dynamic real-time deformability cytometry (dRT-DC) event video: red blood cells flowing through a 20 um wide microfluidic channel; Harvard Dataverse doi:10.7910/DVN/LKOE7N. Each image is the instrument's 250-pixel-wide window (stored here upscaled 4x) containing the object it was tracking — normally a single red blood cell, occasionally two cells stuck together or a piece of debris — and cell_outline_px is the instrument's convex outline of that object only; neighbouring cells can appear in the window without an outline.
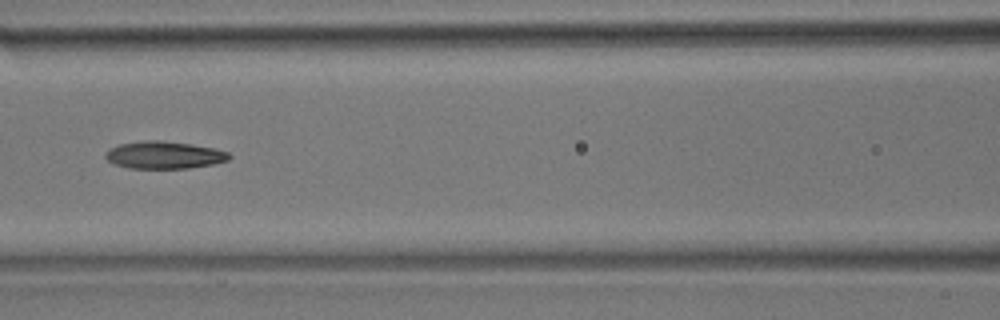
{"species": "common noctule bat (a hibernating species)", "species_latin": "Nyctalus noctula", "temperature_condition": "room temperature", "stored_images_in_passage": 24, "camera_frame_rate_fps": 3000, "um_per_image_px": 0.085, "animal": {"sex": "male", "body_mass_g": 17.9}, "frame": {"image": 1, "passage_image": 17, "time_ms": 5.333, "image_size_px": [1000, 320], "cell_outline_px": [[232, 156], [228, 160], [212, 164], [188, 168], [128, 168], [112, 164], [104, 156], [112, 148], [120, 144], [144, 140], [160, 140], [192, 144], [212, 148], [228, 152]], "centroid_in_image_um": [13.95, 13.18], "position_along_channel_um": 152.6, "area_um2": 19.59}}